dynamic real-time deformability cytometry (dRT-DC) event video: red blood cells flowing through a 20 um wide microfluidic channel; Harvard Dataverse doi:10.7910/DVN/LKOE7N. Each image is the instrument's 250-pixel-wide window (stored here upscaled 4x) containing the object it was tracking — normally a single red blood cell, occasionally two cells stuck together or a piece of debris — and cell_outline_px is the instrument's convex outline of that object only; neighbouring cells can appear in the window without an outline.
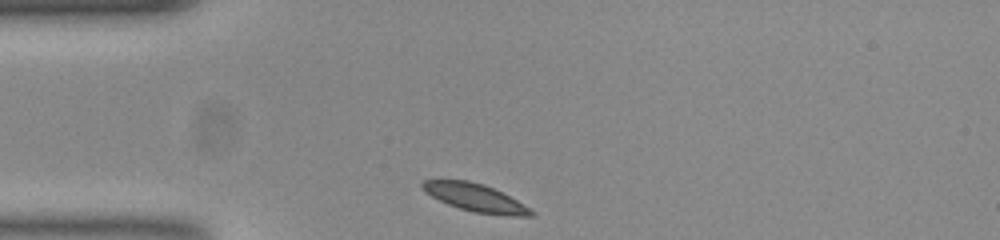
{"species": "common noctule bat (a hibernating species)", "species_latin": "Nyctalus noctula", "temperature_condition": "room temperature", "stored_images_in_passage": 33, "camera_frame_rate_fps": 3000, "um_per_image_px": 0.085, "animal": {"sex": "female", "body_mass_g": 23.0, "forearm_length_mm": 53.4}, "frame": {"image": 1, "passage_image": 1, "time_ms": 0.0, "image_size_px": [1000, 240], "cell_outline_px": [[536, 216], [512, 216], [472, 212], [448, 204], [424, 192], [420, 188], [420, 184], [424, 180], [468, 180], [484, 184], [516, 200], [536, 212]], "centroid_in_image_um": [40.39, 16.8], "position_along_channel_um": 44.6, "area_um2": 17.51}}
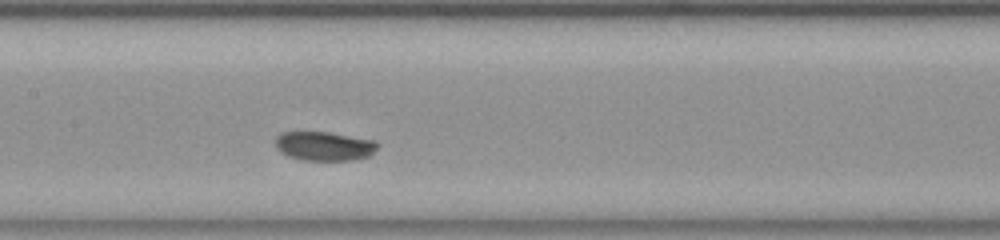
{"frame": {"image": 2, "passage_image": 14, "time_ms": 4.333, "image_size_px": [1000, 240], "cell_outline_px": [[380, 144], [368, 156], [352, 160], [304, 160], [288, 156], [280, 152], [276, 148], [276, 136], [280, 132], [328, 132], [376, 140]], "centroid_in_image_um": [27.55, 12.41], "position_along_channel_um": 179.8, "area_um2": 17.34}}
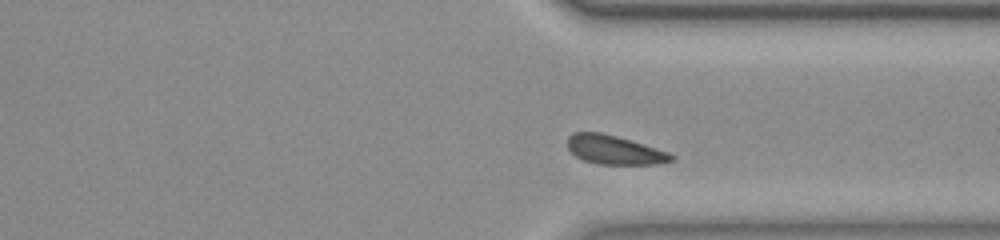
{"frame": {"image": 3, "passage_image": 29, "time_ms": 9.333, "image_size_px": [1000, 240], "cell_outline_px": [[676, 160], [660, 164], [596, 164], [584, 160], [576, 156], [568, 148], [568, 136], [572, 132], [600, 132], [616, 136], [668, 152], [676, 156]], "centroid_in_image_um": [52.24, 12.75], "position_along_channel_um": 359.2, "area_um2": 17.46}, "authors_computed_cell_mechanics": {"area_um2": 17.6868, "velocity_mm_per_s": 3.6201, "shape_relaxation_time_tau1_ms": 3.0396, "shape_relaxation_time_tau2_ms": null, "deformation_change_tau1": 0.0958, "deformation_change_tau2": null}}